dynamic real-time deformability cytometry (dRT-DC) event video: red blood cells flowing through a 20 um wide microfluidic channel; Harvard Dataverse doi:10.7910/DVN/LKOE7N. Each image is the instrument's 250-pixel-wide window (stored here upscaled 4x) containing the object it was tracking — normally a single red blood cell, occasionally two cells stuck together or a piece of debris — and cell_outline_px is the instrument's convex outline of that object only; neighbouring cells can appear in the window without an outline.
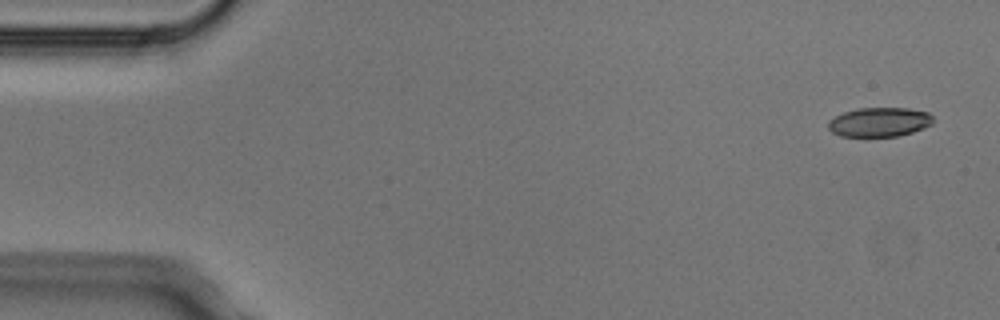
{"species": "Egyptian fruit bat (a non-hibernating species)", "species_latin": "Rousettus aegyptiacus", "temperature_condition": "cold", "stored_images_in_passage": 4, "camera_frame_rate_fps": 3000, "um_per_image_px": 0.085, "animal": {"sex": "male"}, "frame": {"image": 1, "passage_image": 1, "time_ms": 0.0, "image_size_px": [1000, 320], "cell_outline_px": [[932, 124], [924, 128], [912, 132], [896, 136], [840, 136], [832, 132], [828, 128], [828, 120], [844, 112], [856, 108], [908, 108], [928, 112], [932, 116]], "centroid_in_image_um": [74.74, 10.37], "position_along_channel_um": 10.3, "area_um2": 17.86}}
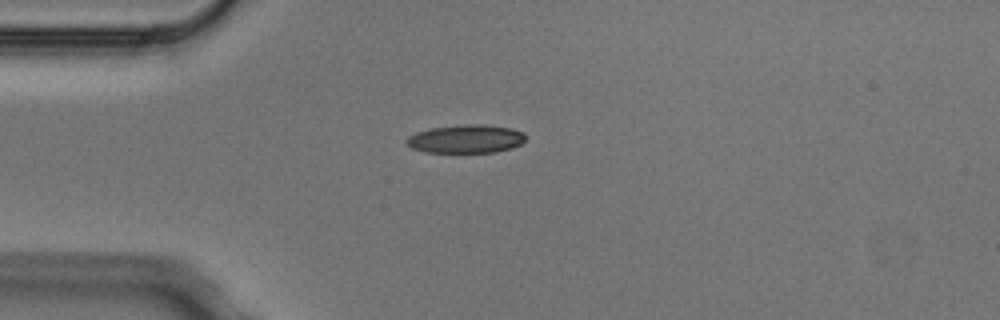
{"frame": {"image": 2, "passage_image": 4, "time_ms": 1.0, "image_size_px": [1000, 320], "cell_outline_px": [[528, 136], [520, 144], [512, 148], [496, 152], [424, 152], [412, 148], [404, 140], [408, 136], [416, 132], [432, 128], [464, 124], [484, 124], [512, 128], [524, 132]], "centroid_in_image_um": [39.63, 11.8], "position_along_channel_um": 45.4, "area_um2": 19.83}}